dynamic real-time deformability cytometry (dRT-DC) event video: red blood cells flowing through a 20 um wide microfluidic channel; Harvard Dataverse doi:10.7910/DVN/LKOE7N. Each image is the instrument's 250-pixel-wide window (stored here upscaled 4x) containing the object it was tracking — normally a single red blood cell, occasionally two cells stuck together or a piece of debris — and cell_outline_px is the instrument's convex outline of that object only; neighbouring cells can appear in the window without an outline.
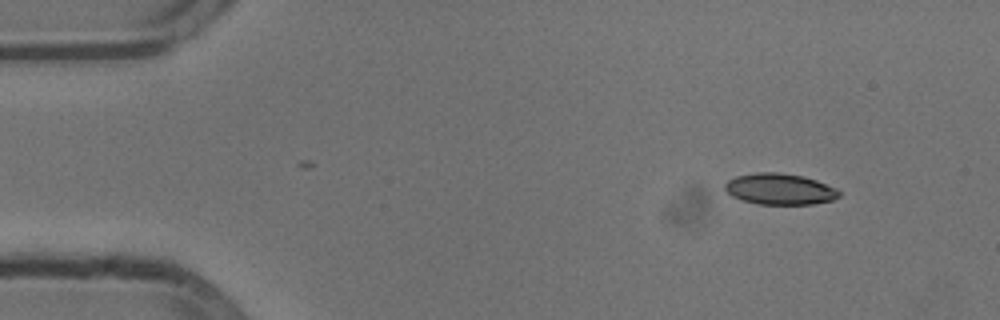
{"species": "common noctule bat (a hibernating species)", "species_latin": "Nyctalus noctula", "temperature_condition": "cold", "stored_images_in_passage": 54, "camera_frame_rate_fps": 3000, "um_per_image_px": 0.085, "animal": {"sex": "male", "body_mass_g": 13.3}, "frame": {"image": 1, "passage_image": 6, "time_ms": 1.667, "image_size_px": [1000, 320], "cell_outline_px": [[840, 196], [832, 200], [812, 204], [756, 204], [732, 196], [724, 188], [724, 184], [728, 180], [736, 176], [756, 172], [776, 172], [804, 176], [816, 180], [836, 188], [840, 192]], "centroid_in_image_um": [66.28, 16.06], "position_along_channel_um": 18.7, "area_um2": 20.69}}
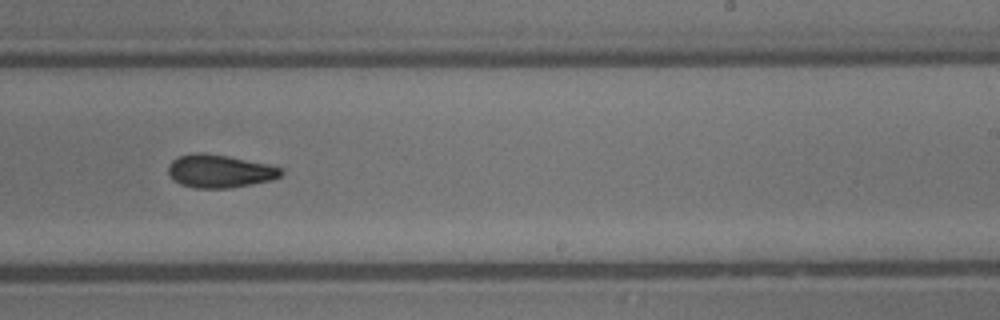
{"frame": {"image": 2, "passage_image": 33, "time_ms": 10.667, "image_size_px": [1000, 320], "cell_outline_px": [[284, 172], [280, 176], [272, 180], [228, 188], [196, 188], [180, 184], [172, 180], [168, 172], [168, 164], [172, 160], [180, 156], [196, 152], [204, 152], [228, 156], [264, 164], [280, 168]], "centroid_in_image_um": [18.61, 14.55], "position_along_channel_um": 270.4, "area_um2": 21.56}}
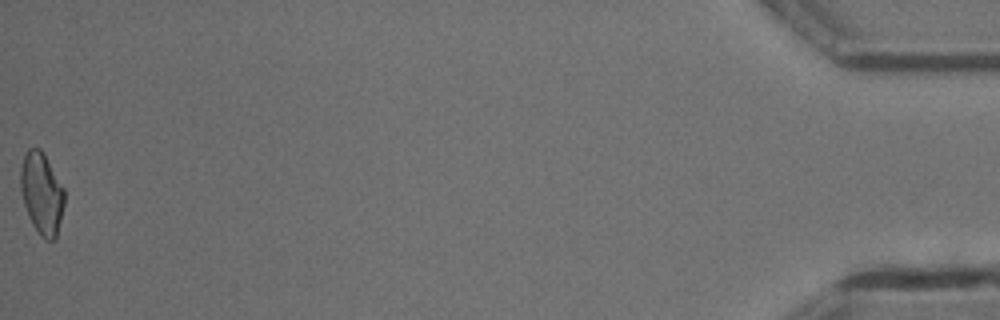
{"frame": {"image": 3, "passage_image": 54, "time_ms": 17.667, "image_size_px": [1000, 320], "cell_outline_px": [[64, 204], [56, 240], [48, 240], [40, 236], [32, 224], [28, 216], [24, 204], [20, 188], [20, 168], [24, 152], [28, 148], [40, 148], [44, 152], [64, 188]], "centroid_in_image_um": [3.54, 16.41], "position_along_channel_um": 431.7, "area_um2": 21.15}, "authors_computed_cell_mechanics": {"area_um2": 21.0681, "velocity_mm_per_s": 3.8234, "shape_relaxation_time_tau1_ms": 5.2201, "shape_relaxation_time_tau2_ms": 6.3261, "deformation_change_tau1": 0.1349, "deformation_change_tau2": 0.1291}}